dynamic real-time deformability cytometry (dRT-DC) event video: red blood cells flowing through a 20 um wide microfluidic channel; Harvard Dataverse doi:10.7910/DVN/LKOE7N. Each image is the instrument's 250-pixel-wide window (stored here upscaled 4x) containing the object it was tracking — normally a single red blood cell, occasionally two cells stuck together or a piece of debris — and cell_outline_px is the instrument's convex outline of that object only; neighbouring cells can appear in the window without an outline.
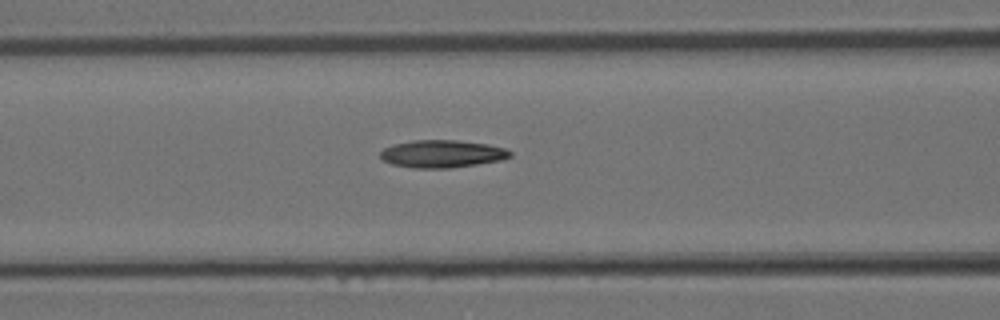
{"species": "Egyptian fruit bat (a non-hibernating species)", "species_latin": "Rousettus aegyptiacus", "temperature_condition": "room temperature", "stored_images_in_passage": 3, "camera_frame_rate_fps": 3000, "um_per_image_px": 0.085, "animal": {"sex": "female"}, "frame": {"image": 1, "passage_image": 3, "time_ms": 0.667, "image_size_px": [1000, 320], "cell_outline_px": [[512, 156], [500, 160], [452, 168], [412, 168], [392, 164], [384, 160], [380, 156], [380, 152], [384, 148], [392, 144], [412, 140], [456, 140], [488, 144], [504, 148], [512, 152]], "centroid_in_image_um": [37.56, 13.07], "position_along_channel_um": 129.0, "area_um2": 20.87}}